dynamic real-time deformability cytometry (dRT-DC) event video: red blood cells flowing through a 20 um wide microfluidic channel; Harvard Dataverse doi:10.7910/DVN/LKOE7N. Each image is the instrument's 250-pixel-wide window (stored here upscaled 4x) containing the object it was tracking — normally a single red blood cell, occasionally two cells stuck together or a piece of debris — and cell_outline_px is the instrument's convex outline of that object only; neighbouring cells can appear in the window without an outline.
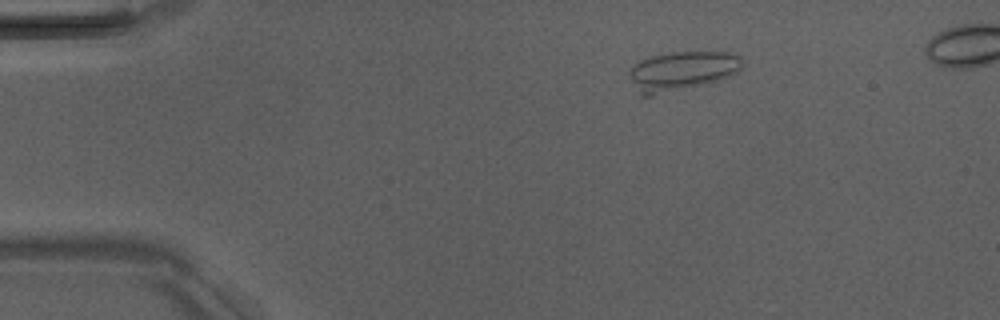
{"species": "Egyptian fruit bat (a non-hibernating species)", "species_latin": "Rousettus aegyptiacus", "temperature_condition": "room temperature", "stored_images_in_passage": 4, "camera_frame_rate_fps": 3000, "um_per_image_px": 0.085, "animal": {"sex": "male"}, "frame": {"image": 1, "passage_image": 1, "time_ms": 0.0, "image_size_px": [1000, 320], "cell_outline_px": [[744, 64], [736, 72], [728, 76], [704, 84], [652, 96], [640, 96], [628, 72], [640, 60], [652, 56], [672, 52], [728, 52], [740, 56]], "centroid_in_image_um": [57.96, 6.03], "position_along_channel_um": 27.0, "area_um2": 25.49}}